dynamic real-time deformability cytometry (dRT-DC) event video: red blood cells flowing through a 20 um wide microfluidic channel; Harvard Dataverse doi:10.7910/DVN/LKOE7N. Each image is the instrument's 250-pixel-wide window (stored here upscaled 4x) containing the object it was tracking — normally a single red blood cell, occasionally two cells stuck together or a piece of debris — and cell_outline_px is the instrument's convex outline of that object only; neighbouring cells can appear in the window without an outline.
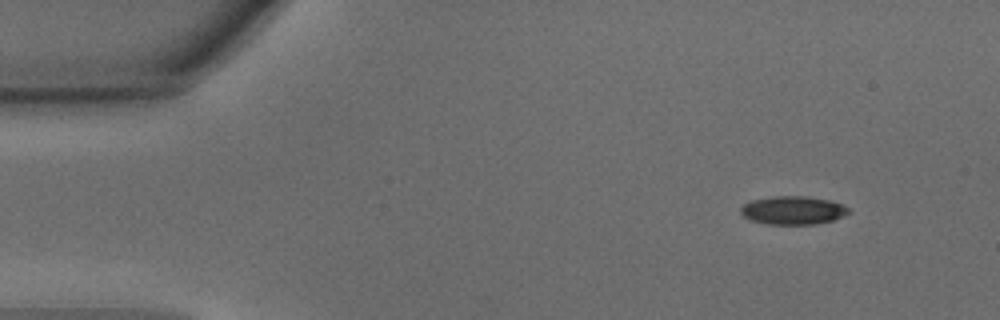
{"species": "common noctule bat (a hibernating species)", "species_latin": "Nyctalus noctula", "temperature_condition": "warm", "stored_images_in_passage": 5, "camera_frame_rate_fps": 3000, "um_per_image_px": 0.085, "animal": {"sex": "male", "body_mass_g": 15.6}, "frame": {"image": 1, "passage_image": 1, "time_ms": 0.0, "image_size_px": [1000, 320], "cell_outline_px": [[852, 212], [844, 216], [832, 220], [816, 224], [764, 224], [748, 220], [740, 212], [740, 208], [744, 204], [752, 200], [772, 196], [804, 196], [828, 200], [840, 204], [848, 208]], "centroid_in_image_um": [67.37, 17.88], "position_along_channel_um": 17.6, "area_um2": 17.86}}